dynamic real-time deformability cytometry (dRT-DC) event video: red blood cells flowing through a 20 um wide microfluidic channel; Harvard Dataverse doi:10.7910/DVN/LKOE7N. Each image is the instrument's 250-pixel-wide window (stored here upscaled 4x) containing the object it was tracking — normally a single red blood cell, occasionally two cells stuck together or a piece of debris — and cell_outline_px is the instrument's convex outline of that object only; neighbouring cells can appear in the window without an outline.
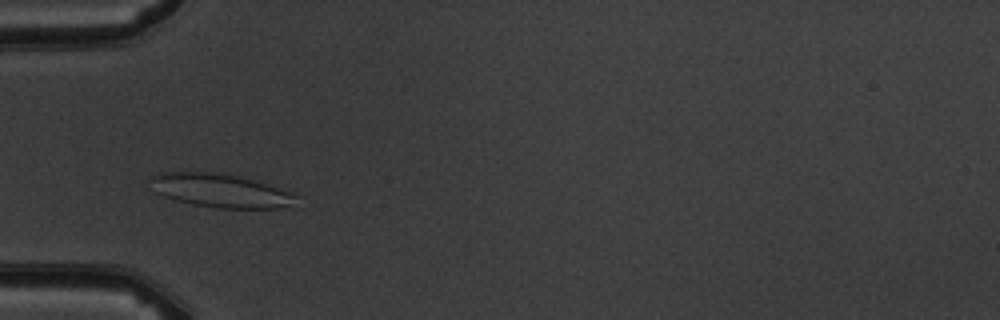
{"species": "common noctule bat (a hibernating species)", "species_latin": "Nyctalus noctula", "temperature_condition": "warm", "stored_images_in_passage": 5, "camera_frame_rate_fps": 3000, "um_per_image_px": 0.085, "animal": {"sex": "male", "body_mass_g": 19.5, "forearm_length_mm": 54.6}, "frame": {"image": 1, "passage_image": 3, "time_ms": 2.0, "image_size_px": [1000, 320], "cell_outline_px": [[296, 196], [288, 204], [276, 208], [216, 208], [192, 204], [176, 200], [164, 196], [156, 192], [148, 180], [148, 176], [160, 172], [208, 172], [236, 176], [268, 184], [292, 192]], "centroid_in_image_um": [18.62, 16.19], "position_along_channel_um": 66.4, "area_um2": 28.03}}
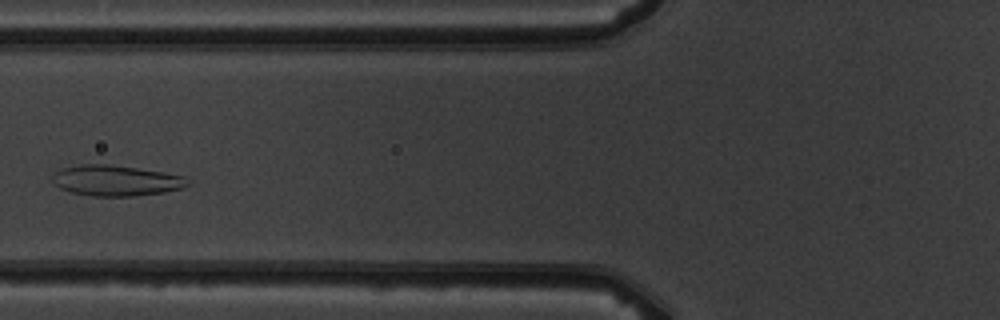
{"frame": {"image": 2, "passage_image": 4, "time_ms": 3.333, "image_size_px": [1000, 320], "cell_outline_px": [[192, 184], [184, 188], [164, 192], [136, 196], [92, 196], [72, 192], [60, 188], [52, 180], [52, 176], [56, 172], [64, 168], [80, 164], [108, 164], [164, 172], [184, 176]], "centroid_in_image_um": [9.91, 15.35], "position_along_channel_um": 115.9, "area_um2": 24.16}}